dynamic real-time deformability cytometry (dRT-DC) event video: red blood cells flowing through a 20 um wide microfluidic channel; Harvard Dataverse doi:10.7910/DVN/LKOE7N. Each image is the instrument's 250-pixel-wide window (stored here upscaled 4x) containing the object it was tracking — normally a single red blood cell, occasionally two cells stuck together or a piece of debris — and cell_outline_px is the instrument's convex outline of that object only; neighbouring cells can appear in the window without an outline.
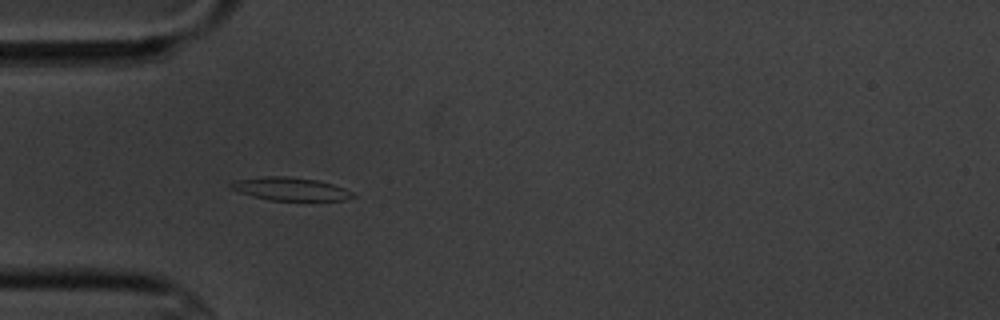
{"species": "common noctule bat (a hibernating species)", "species_latin": "Nyctalus noctula", "temperature_condition": "cold", "stored_images_in_passage": 5, "camera_frame_rate_fps": 3000, "um_per_image_px": 0.085, "animal": {"sex": "male", "body_mass_g": 20.1, "forearm_length_mm": 53.5}, "frame": {"image": 1, "passage_image": 3, "time_ms": 3.0, "image_size_px": [1000, 320], "cell_outline_px": [[356, 196], [344, 200], [272, 200], [252, 196], [240, 192], [232, 188], [228, 184], [236, 180], [264, 176], [288, 176], [316, 180], [332, 184], [344, 188], [352, 192]], "centroid_in_image_um": [24.68, 16.05], "position_along_channel_um": 60.3, "area_um2": 16.18}}
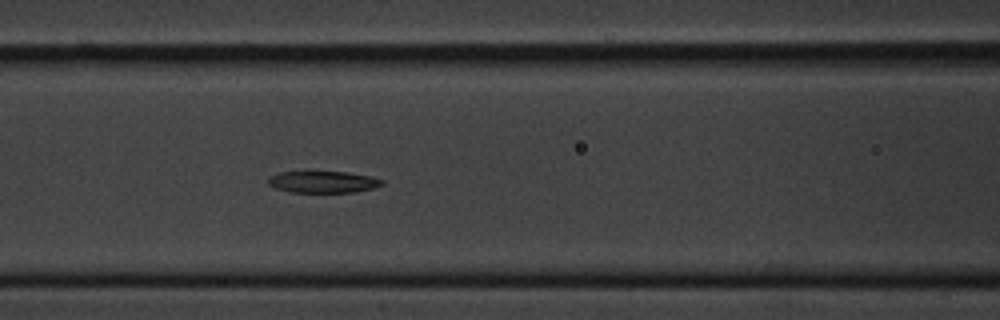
{"frame": {"image": 2, "passage_image": 5, "time_ms": 5.333, "image_size_px": [1000, 320], "cell_outline_px": [[384, 184], [372, 188], [352, 192], [288, 192], [276, 188], [268, 184], [268, 176], [280, 172], [348, 172], [368, 176], [384, 180]], "centroid_in_image_um": [27.42, 15.46], "position_along_channel_um": 139.2, "area_um2": 14.28}}